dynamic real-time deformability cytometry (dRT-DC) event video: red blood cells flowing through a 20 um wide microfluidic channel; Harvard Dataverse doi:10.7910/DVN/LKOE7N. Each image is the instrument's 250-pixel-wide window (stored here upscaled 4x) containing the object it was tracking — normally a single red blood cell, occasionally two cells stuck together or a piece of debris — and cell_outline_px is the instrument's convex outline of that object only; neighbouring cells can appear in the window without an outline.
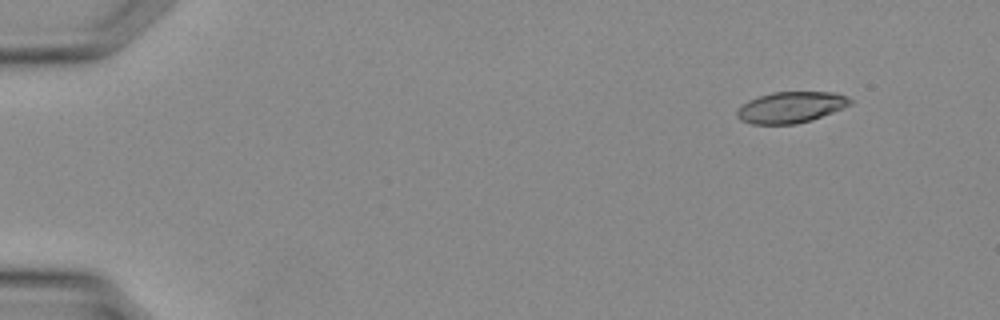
{"species": "Egyptian fruit bat (a non-hibernating species)", "species_latin": "Rousettus aegyptiacus", "temperature_condition": "warm", "stored_images_in_passage": 36, "camera_frame_rate_fps": 3000, "um_per_image_px": 0.085, "animal": {"sex": "female"}, "frame": {"image": 1, "passage_image": 3, "time_ms": 0.667, "image_size_px": [1000, 320], "cell_outline_px": [[852, 104], [812, 120], [796, 124], [752, 124], [740, 120], [736, 116], [736, 112], [748, 100], [772, 92], [836, 92], [852, 100]], "centroid_in_image_um": [67.22, 9.12], "position_along_channel_um": 17.8, "area_um2": 20.4}}
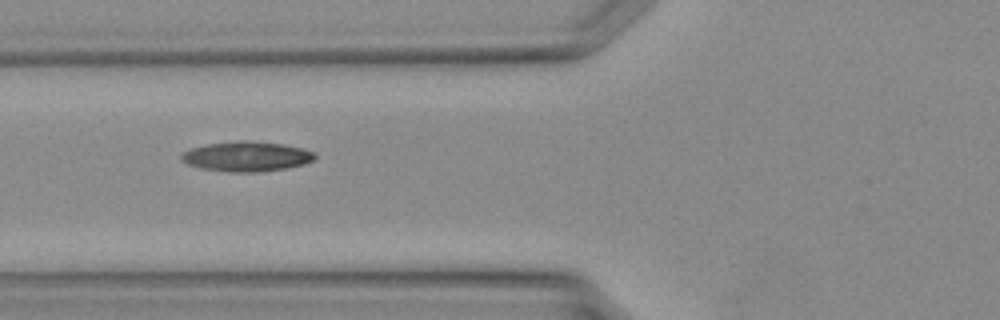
{"frame": {"image": 2, "passage_image": 14, "time_ms": 4.333, "image_size_px": [1000, 320], "cell_outline_px": [[316, 160], [304, 164], [284, 168], [260, 172], [232, 172], [200, 168], [188, 164], [180, 160], [180, 156], [184, 152], [192, 148], [208, 144], [236, 140], [248, 140], [284, 144], [316, 152]], "centroid_in_image_um": [20.98, 13.29], "position_along_channel_um": 104.8, "area_um2": 23.35}}
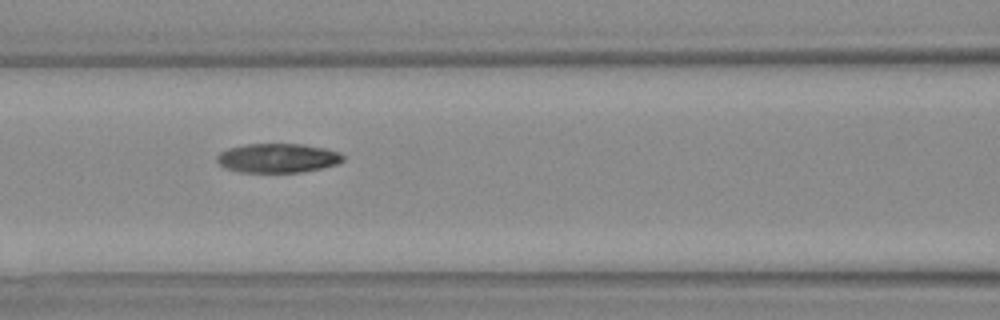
{"frame": {"image": 3, "passage_image": 16, "time_ms": 5.0, "image_size_px": [1000, 320], "cell_outline_px": [[344, 160], [336, 164], [320, 168], [300, 172], [240, 172], [224, 168], [216, 160], [216, 156], [220, 152], [228, 148], [248, 144], [304, 144], [324, 148], [340, 152], [344, 156]], "centroid_in_image_um": [23.59, 13.43], "position_along_channel_um": 143.0, "area_um2": 21.44}}